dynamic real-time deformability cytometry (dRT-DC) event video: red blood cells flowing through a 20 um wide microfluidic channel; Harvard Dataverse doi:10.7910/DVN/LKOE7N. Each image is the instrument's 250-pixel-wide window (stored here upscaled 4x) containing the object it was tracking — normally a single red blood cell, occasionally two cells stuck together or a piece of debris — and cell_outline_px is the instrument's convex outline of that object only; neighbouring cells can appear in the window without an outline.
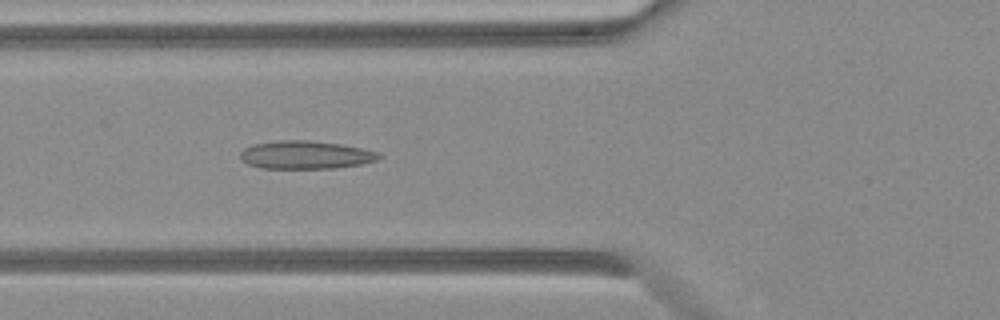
{"species": "Egyptian fruit bat (a non-hibernating species)", "species_latin": "Rousettus aegyptiacus", "temperature_condition": "warm", "stored_images_in_passage": 49, "camera_frame_rate_fps": 3000, "um_per_image_px": 0.085, "animal": {"sex": "female"}, "frame": {"image": 1, "passage_image": 17, "time_ms": 5.333, "image_size_px": [1000, 320], "cell_outline_px": [[384, 156], [376, 160], [360, 164], [336, 168], [260, 168], [248, 164], [240, 160], [240, 152], [244, 148], [252, 144], [276, 140], [308, 140], [340, 144], [380, 152]], "centroid_in_image_um": [25.95, 13.16], "position_along_channel_um": 99.8, "area_um2": 22.83}}
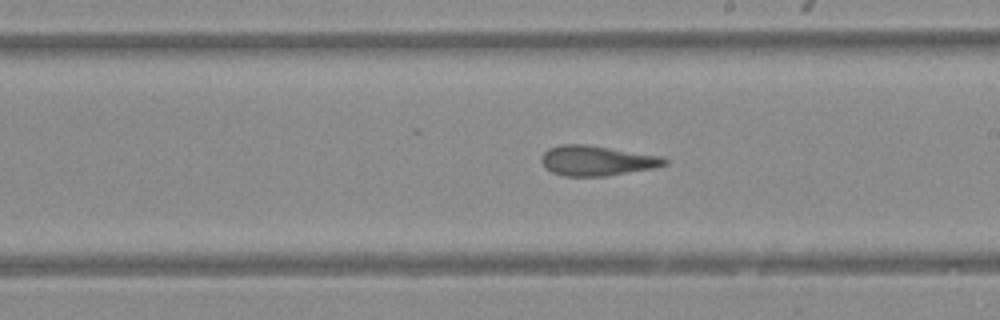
{"frame": {"image": 2, "passage_image": 27, "time_ms": 8.667, "image_size_px": [1000, 320], "cell_outline_px": [[668, 164], [652, 168], [608, 176], [564, 176], [552, 172], [540, 160], [544, 152], [548, 148], [560, 144], [588, 144], [664, 156], [668, 160]], "centroid_in_image_um": [50.77, 13.64], "position_along_channel_um": 238.2, "area_um2": 21.73}}
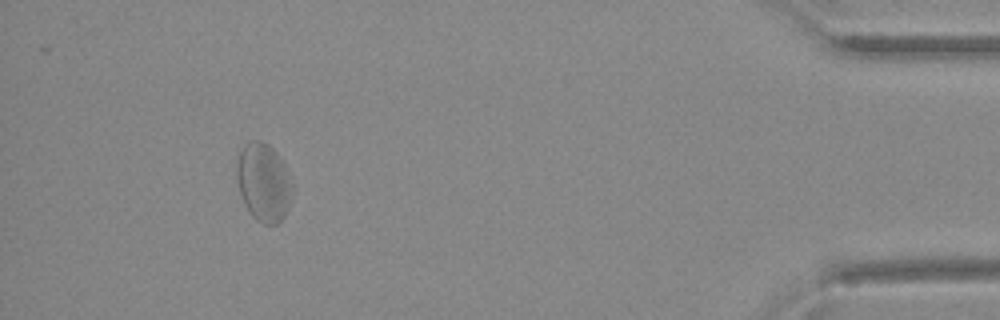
{"frame": {"image": 3, "passage_image": 44, "time_ms": 14.333, "image_size_px": [1000, 320], "cell_outline_px": [[288, 200], [284, 216], [276, 224], [264, 224], [256, 220], [252, 216], [240, 192], [236, 176], [236, 168], [240, 152], [252, 140], [260, 140], [268, 144], [276, 152], [280, 160]], "centroid_in_image_um": [22.28, 15.5], "position_along_channel_um": 412.9, "area_um2": 23.24}}